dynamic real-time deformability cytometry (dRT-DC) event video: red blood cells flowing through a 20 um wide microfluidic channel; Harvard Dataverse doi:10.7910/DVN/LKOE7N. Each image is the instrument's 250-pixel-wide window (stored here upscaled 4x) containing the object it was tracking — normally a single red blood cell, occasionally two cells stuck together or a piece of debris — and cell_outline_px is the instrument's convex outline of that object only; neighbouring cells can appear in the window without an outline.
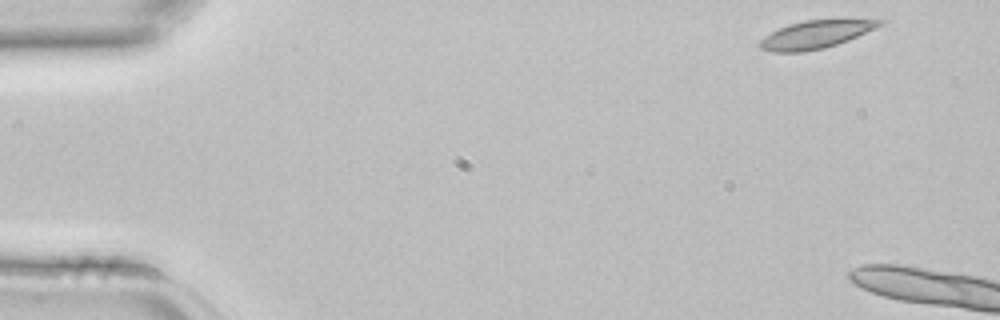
{"species": "common noctule bat (a hibernating species)", "species_latin": "Nyctalus noctula", "temperature_condition": "room temperature", "stored_images_in_passage": 6, "camera_frame_rate_fps": 3000, "um_per_image_px": 0.085, "animal": {"sex": "female", "body_mass_g": 22.7, "forearm_length_mm": 54.2}, "frame": {"image": 1, "passage_image": 1, "time_ms": 0.0, "image_size_px": [1000, 320], "cell_outline_px": [[888, 20], [884, 24], [876, 28], [848, 40], [824, 48], [804, 52], [776, 52], [760, 48], [760, 40], [764, 36], [788, 24], [804, 20]], "centroid_in_image_um": [69.33, 2.93], "position_along_channel_um": 15.7, "area_um2": 19.19}}
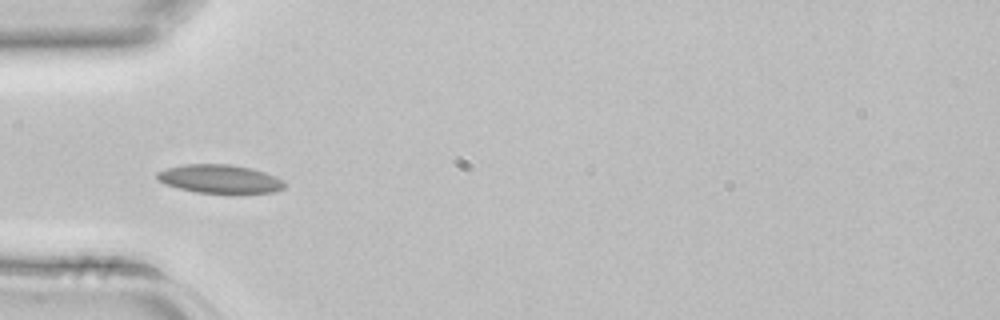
{"frame": {"image": 2, "passage_image": 5, "time_ms": 1.333, "image_size_px": [1000, 320], "cell_outline_px": [[288, 184], [284, 188], [276, 192], [196, 192], [164, 184], [156, 176], [156, 172], [168, 168], [184, 164], [232, 164], [252, 168], [276, 176], [284, 180]], "centroid_in_image_um": [18.72, 15.19], "position_along_channel_um": 66.3, "area_um2": 21.04}}